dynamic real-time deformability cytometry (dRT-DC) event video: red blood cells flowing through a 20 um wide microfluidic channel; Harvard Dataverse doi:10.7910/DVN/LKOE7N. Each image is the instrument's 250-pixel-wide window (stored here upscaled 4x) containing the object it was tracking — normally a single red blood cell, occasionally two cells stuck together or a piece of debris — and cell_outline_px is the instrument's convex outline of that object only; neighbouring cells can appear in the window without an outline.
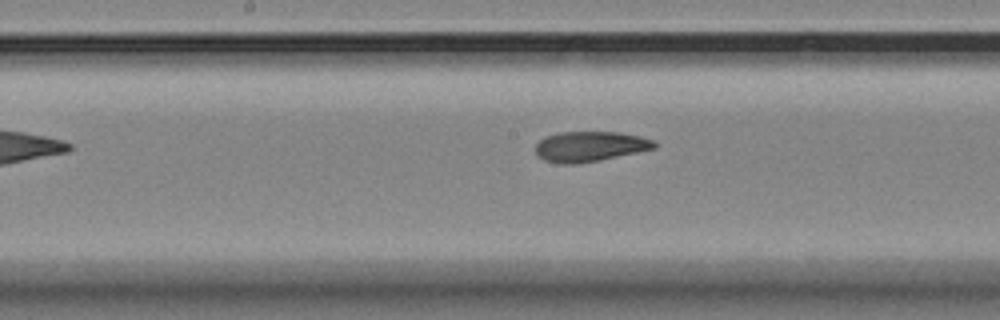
{"species": "Egyptian fruit bat (a non-hibernating species)", "species_latin": "Rousettus aegyptiacus", "temperature_condition": "room temperature", "stored_images_in_passage": 8, "camera_frame_rate_fps": 3000, "um_per_image_px": 0.085, "animal": {"sex": "female"}, "frame": {"image": 1, "passage_image": 8, "time_ms": 2.333, "image_size_px": [1000, 320], "cell_outline_px": [[656, 148], [600, 160], [576, 164], [560, 164], [544, 160], [536, 156], [536, 144], [544, 136], [560, 132], [620, 132], [640, 136], [652, 140], [656, 144]], "centroid_in_image_um": [50.1, 12.45], "position_along_channel_um": 198.1, "area_um2": 20.98}}